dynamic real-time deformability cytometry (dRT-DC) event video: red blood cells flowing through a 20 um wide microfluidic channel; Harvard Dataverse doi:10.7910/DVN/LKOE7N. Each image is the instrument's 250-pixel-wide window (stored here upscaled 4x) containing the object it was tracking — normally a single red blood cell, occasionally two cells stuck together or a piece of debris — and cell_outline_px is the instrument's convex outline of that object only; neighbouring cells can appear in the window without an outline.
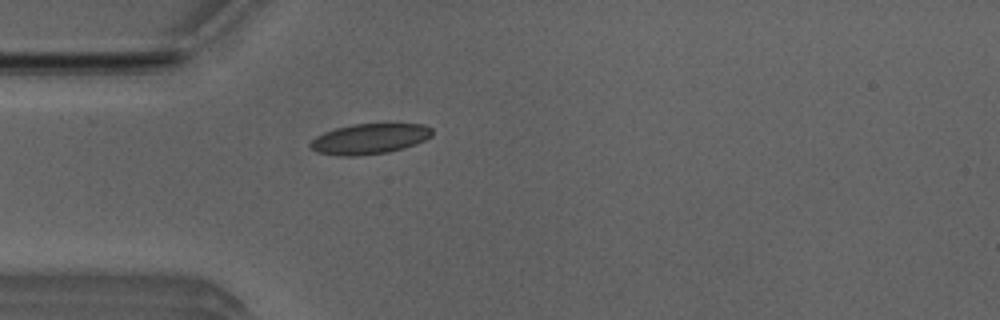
{"species": "Egyptian fruit bat (a non-hibernating species)", "species_latin": "Rousettus aegyptiacus", "temperature_condition": "room temperature", "stored_images_in_passage": 1, "camera_frame_rate_fps": 3000, "um_per_image_px": 0.085, "animal": {"sex": "male"}, "frame": {"image": 1, "passage_image": 1, "time_ms": 0.0, "image_size_px": [1000, 320], "cell_outline_px": [[432, 136], [424, 140], [404, 148], [388, 152], [356, 156], [340, 156], [316, 152], [308, 144], [316, 136], [324, 132], [336, 128], [352, 124], [424, 124], [432, 128]], "centroid_in_image_um": [31.4, 11.8], "position_along_channel_um": 53.6, "area_um2": 21.56}}